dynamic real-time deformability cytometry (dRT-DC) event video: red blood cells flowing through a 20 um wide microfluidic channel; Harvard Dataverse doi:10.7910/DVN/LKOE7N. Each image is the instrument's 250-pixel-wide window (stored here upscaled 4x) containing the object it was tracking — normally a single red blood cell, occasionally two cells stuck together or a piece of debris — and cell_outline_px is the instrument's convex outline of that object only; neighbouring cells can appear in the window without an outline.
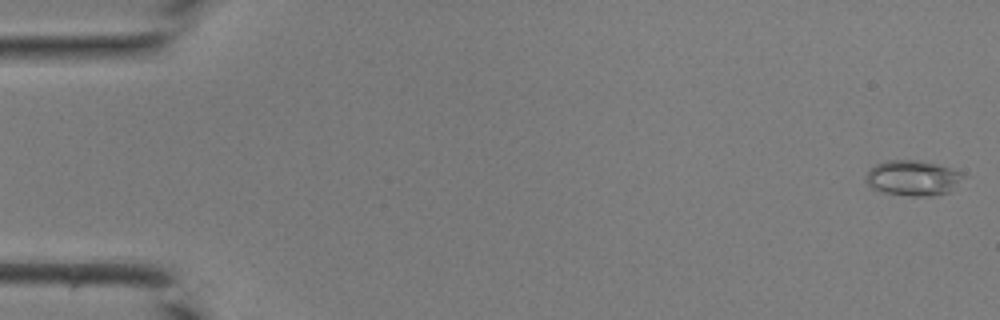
{"species": "common noctule bat (a hibernating species)", "species_latin": "Nyctalus noctula", "temperature_condition": "room temperature", "stored_images_in_passage": 43, "camera_frame_rate_fps": 3000, "um_per_image_px": 0.085, "animal": {"sex": "male", "body_mass_g": 19.0, "forearm_length_mm": 50.8}, "frame": {"image": 1, "passage_image": 1, "time_ms": 0.0, "image_size_px": [1000, 320], "cell_outline_px": [[968, 176], [948, 192], [932, 196], [908, 196], [884, 192], [872, 188], [864, 180], [864, 176], [876, 164], [888, 160], [916, 160], [936, 164], [964, 172]], "centroid_in_image_um": [77.62, 15.13], "position_along_channel_um": 7.4, "area_um2": 20.17}}
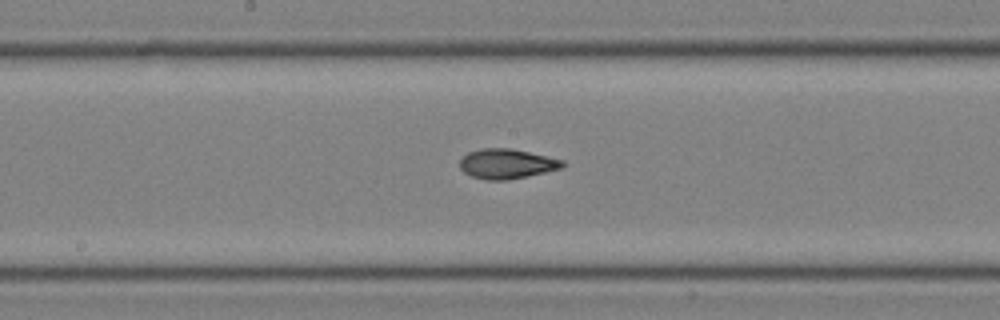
{"frame": {"image": 2, "passage_image": 23, "time_ms": 7.333, "image_size_px": [1000, 320], "cell_outline_px": [[568, 164], [560, 168], [544, 172], [508, 180], [488, 180], [472, 176], [464, 172], [460, 168], [460, 160], [468, 152], [484, 148], [512, 148], [564, 160]], "centroid_in_image_um": [43.09, 13.91], "position_along_channel_um": 205.1, "area_um2": 17.74}}
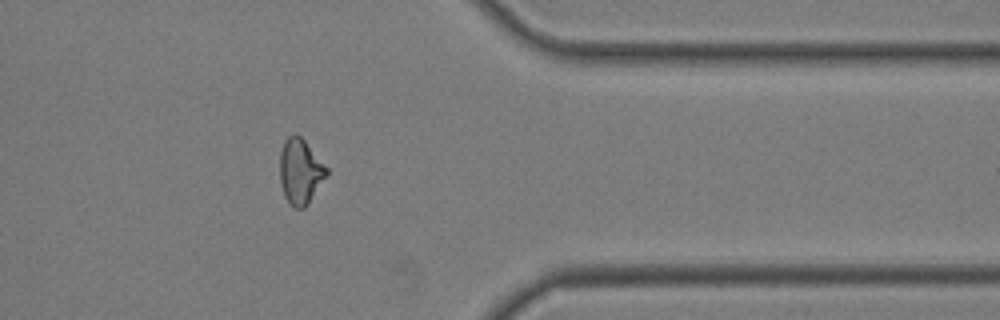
{"frame": {"image": 3, "passage_image": 35, "time_ms": 11.333, "image_size_px": [1000, 320], "cell_outline_px": [[328, 172], [308, 204], [304, 208], [292, 208], [288, 204], [284, 196], [280, 184], [280, 152], [284, 140], [292, 132], [296, 132], [304, 140], [328, 168]], "centroid_in_image_um": [25.49, 14.57], "position_along_channel_um": 385.9, "area_um2": 17.92}}